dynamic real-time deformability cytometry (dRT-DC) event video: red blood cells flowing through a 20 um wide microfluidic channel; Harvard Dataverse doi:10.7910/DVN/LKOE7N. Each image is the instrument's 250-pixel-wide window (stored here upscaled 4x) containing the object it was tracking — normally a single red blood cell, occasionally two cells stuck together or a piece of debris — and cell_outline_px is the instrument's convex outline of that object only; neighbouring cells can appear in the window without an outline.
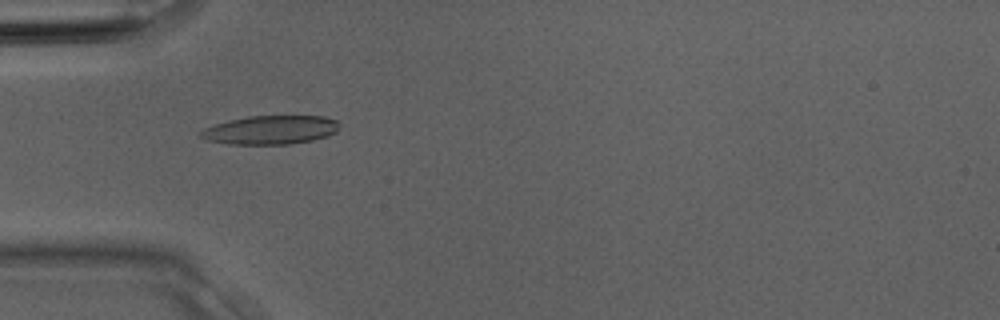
{"species": "Egyptian fruit bat (a non-hibernating species)", "species_latin": "Rousettus aegyptiacus", "temperature_condition": "room temperature", "stored_images_in_passage": 2, "camera_frame_rate_fps": 3000, "um_per_image_px": 0.085, "animal": {"sex": "male"}, "frame": {"image": 1, "passage_image": 2, "time_ms": 0.333, "image_size_px": [1000, 320], "cell_outline_px": [[340, 124], [336, 132], [328, 136], [312, 140], [288, 144], [228, 144], [208, 140], [200, 136], [196, 132], [204, 128], [228, 120], [248, 116], [324, 116], [336, 120]], "centroid_in_image_um": [22.98, 11.04], "position_along_channel_um": 62.0, "area_um2": 23.29}}